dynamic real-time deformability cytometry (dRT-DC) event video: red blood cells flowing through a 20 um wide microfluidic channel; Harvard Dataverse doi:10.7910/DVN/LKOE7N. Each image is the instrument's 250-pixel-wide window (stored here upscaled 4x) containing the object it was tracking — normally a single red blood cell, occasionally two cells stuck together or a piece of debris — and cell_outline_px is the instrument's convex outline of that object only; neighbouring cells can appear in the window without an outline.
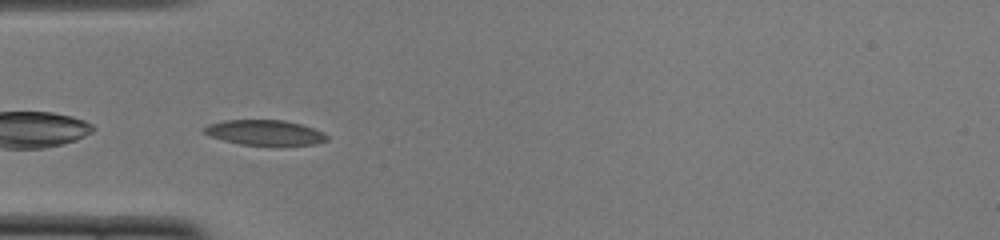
{"species": "common noctule bat (a hibernating species)", "species_latin": "Nyctalus noctula", "temperature_condition": "cold", "stored_images_in_passage": 35, "camera_frame_rate_fps": 3000, "um_per_image_px": 0.085, "animal": {"sex": "female", "body_mass_g": 22.0, "forearm_length_mm": 56.7}, "frame": {"image": 1, "passage_image": 1, "time_ms": 0.0, "image_size_px": [1000, 240], "cell_outline_px": [[328, 140], [316, 144], [240, 144], [224, 140], [212, 136], [204, 132], [204, 128], [208, 124], [224, 120], [284, 120], [300, 124], [324, 132], [328, 136]], "centroid_in_image_um": [22.53, 11.25], "position_along_channel_um": 62.5, "area_um2": 17.57}}
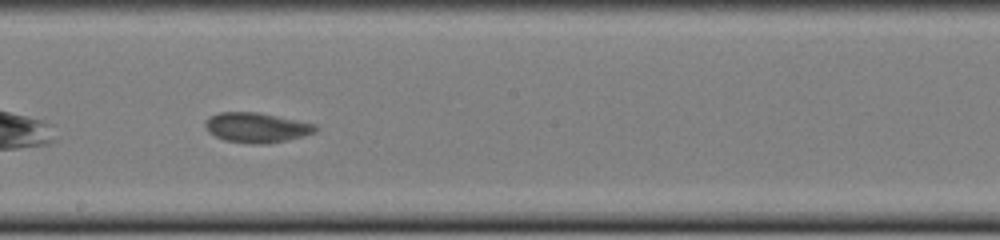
{"frame": {"image": 2, "passage_image": 14, "time_ms": 4.333, "image_size_px": [1000, 240], "cell_outline_px": [[320, 128], [316, 132], [304, 136], [288, 140], [268, 144], [252, 144], [224, 140], [208, 132], [204, 124], [212, 116], [220, 112], [256, 112], [316, 124]], "centroid_in_image_um": [21.86, 10.86], "position_along_channel_um": 226.3, "area_um2": 19.19}}
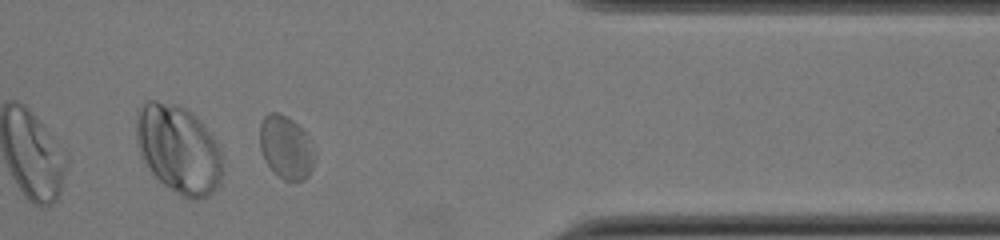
{"frame": {"image": 3, "passage_image": 28, "time_ms": 9.0, "image_size_px": [1000, 240], "cell_outline_px": [[316, 152], [312, 168], [308, 176], [304, 180], [284, 180], [268, 164], [260, 148], [260, 124], [264, 116], [268, 112], [276, 112], [288, 116], [304, 128]], "centroid_in_image_um": [24.34, 12.47], "position_along_channel_um": 387.1, "area_um2": 20.29}, "authors_computed_cell_mechanics": {"area_um2": 19.1896, "velocity_mm_per_s": 3.8202, "shape_relaxation_time_tau1_ms": 4.0853, "shape_relaxation_time_tau2_ms": 1.1548, "deformation_change_tau1": 0.1188, "deformation_change_tau2": 0.0527}}